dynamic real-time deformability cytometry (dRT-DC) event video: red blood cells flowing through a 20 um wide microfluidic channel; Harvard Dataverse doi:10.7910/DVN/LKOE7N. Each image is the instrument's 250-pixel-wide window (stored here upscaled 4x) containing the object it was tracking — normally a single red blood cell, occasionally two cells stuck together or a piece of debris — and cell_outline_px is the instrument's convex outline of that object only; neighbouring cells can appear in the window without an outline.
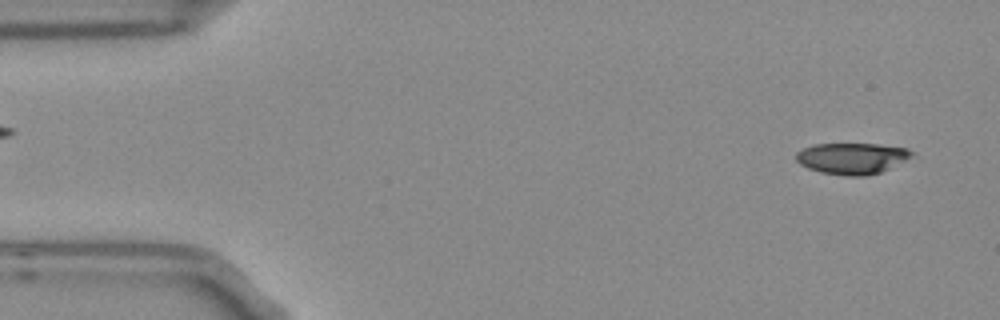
{"species": "Egyptian fruit bat (a non-hibernating species)", "species_latin": "Rousettus aegyptiacus", "temperature_condition": "room temperature", "stored_images_in_passage": 4, "camera_frame_rate_fps": 3000, "um_per_image_px": 0.085, "frame": {"image": 1, "passage_image": 1, "time_ms": 0.0, "image_size_px": [1000, 320], "cell_outline_px": [[916, 156], [880, 172], [868, 176], [848, 176], [820, 172], [808, 168], [800, 164], [796, 160], [796, 152], [812, 144], [880, 144], [908, 148], [916, 152]], "centroid_in_image_um": [72.47, 13.45], "position_along_channel_um": 12.5, "area_um2": 21.33}}